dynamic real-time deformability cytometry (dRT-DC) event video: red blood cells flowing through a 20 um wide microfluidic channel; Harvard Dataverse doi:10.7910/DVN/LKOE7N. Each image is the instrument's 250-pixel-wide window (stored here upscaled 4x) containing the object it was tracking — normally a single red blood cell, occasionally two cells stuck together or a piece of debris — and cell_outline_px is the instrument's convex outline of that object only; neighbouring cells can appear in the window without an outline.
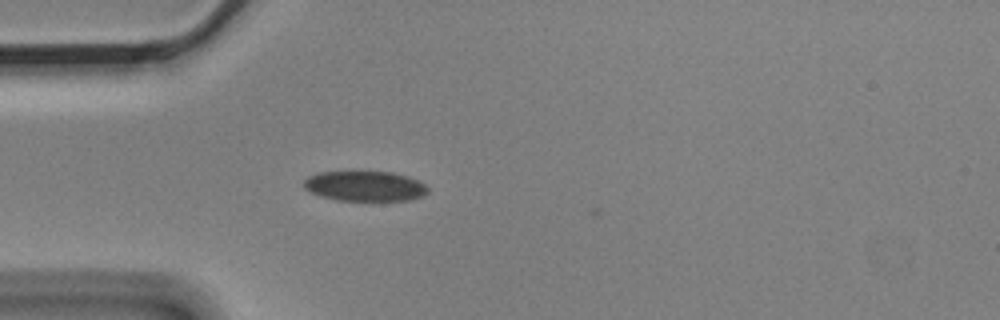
{"species": "Egyptian fruit bat (a non-hibernating species)", "species_latin": "Rousettus aegyptiacus", "temperature_condition": "cold", "stored_images_in_passage": 3, "camera_frame_rate_fps": 3000, "um_per_image_px": 0.085, "animal": {"sex": "male"}, "frame": {"image": 1, "passage_image": 3, "time_ms": 0.667, "image_size_px": [1000, 320], "cell_outline_px": [[428, 192], [424, 196], [408, 200], [336, 200], [320, 196], [304, 188], [304, 180], [308, 176], [316, 172], [352, 168], [392, 172], [408, 176], [420, 180], [428, 188]], "centroid_in_image_um": [30.99, 15.75], "position_along_channel_um": 54.0, "area_um2": 22.89}}